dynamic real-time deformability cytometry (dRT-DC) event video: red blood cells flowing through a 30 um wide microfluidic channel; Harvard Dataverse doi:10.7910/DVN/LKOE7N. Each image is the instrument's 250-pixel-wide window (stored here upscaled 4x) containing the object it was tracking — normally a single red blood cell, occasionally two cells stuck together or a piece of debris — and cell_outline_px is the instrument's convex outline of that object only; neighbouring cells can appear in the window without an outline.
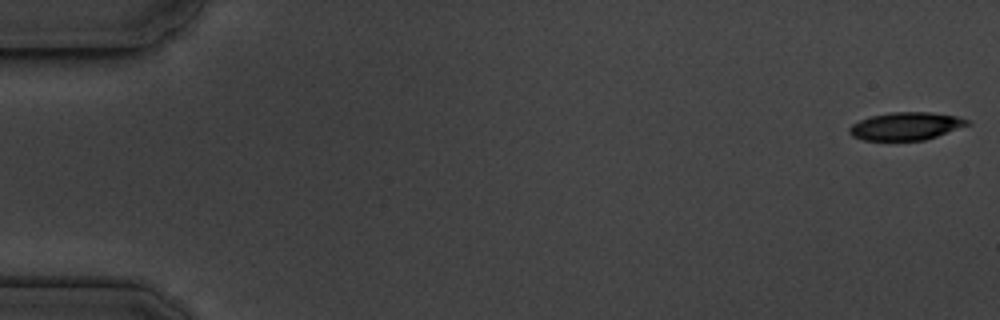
{"species": "common noctule bat (a hibernating species)", "species_latin": "Nyctalus noctula", "temperature_condition": "cold", "stored_images_in_passage": 55, "camera_frame_rate_fps": 3000, "um_per_image_px": 0.085, "animal": {"sex": "male", "body_mass_g": 19.5, "forearm_length_mm": 54.6}, "frame": {"image": 1, "passage_image": 1, "time_ms": 0.0, "image_size_px": [1000, 320], "cell_outline_px": [[972, 124], [924, 140], [864, 140], [852, 136], [848, 132], [848, 128], [852, 124], [860, 120], [872, 116], [892, 112], [928, 112], [956, 116], [968, 120]], "centroid_in_image_um": [76.99, 10.72], "position_along_channel_um": 8.0, "area_um2": 18.96}}
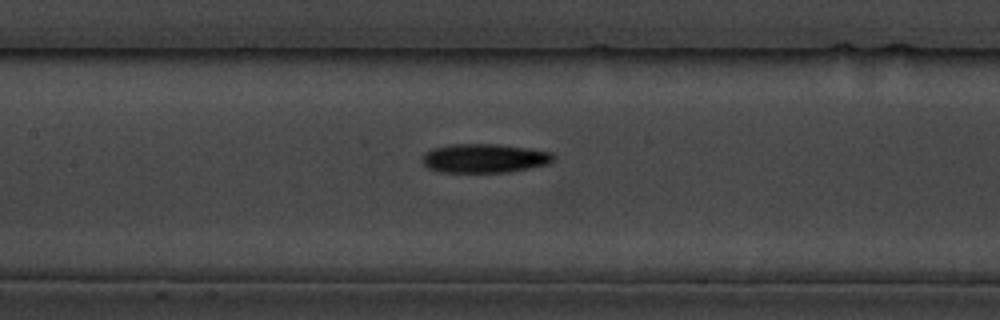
{"frame": {"image": 2, "passage_image": 26, "time_ms": 8.333, "image_size_px": [1000, 320], "cell_outline_px": [[556, 156], [548, 164], [508, 172], [440, 172], [428, 168], [420, 160], [424, 152], [432, 148], [448, 144], [500, 144], [552, 152]], "centroid_in_image_um": [41.13, 13.44], "position_along_channel_um": 166.3, "area_um2": 22.31}}
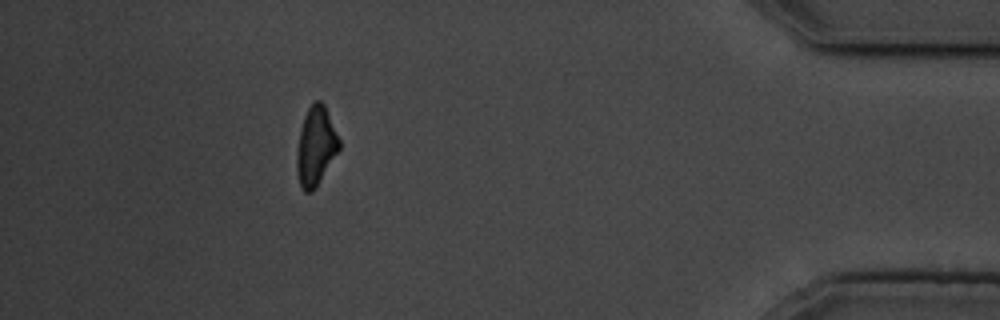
{"frame": {"image": 3, "passage_image": 50, "time_ms": 16.333, "image_size_px": [1000, 320], "cell_outline_px": [[340, 148], [316, 188], [312, 192], [304, 192], [300, 188], [296, 168], [296, 156], [300, 132], [304, 116], [308, 108], [316, 100], [320, 100], [324, 104], [340, 140]], "centroid_in_image_um": [26.83, 12.46], "position_along_channel_um": 408.4, "area_um2": 19.42}, "authors_computed_cell_mechanics": {"area_um2": 20.519, "velocity_mm_per_s": 3.6413, "shape_relaxation_time_tau1_ms": 5.0481, "shape_relaxation_time_tau2_ms": null, "deformation_change_tau1": 0.1653, "deformation_change_tau2": null}}